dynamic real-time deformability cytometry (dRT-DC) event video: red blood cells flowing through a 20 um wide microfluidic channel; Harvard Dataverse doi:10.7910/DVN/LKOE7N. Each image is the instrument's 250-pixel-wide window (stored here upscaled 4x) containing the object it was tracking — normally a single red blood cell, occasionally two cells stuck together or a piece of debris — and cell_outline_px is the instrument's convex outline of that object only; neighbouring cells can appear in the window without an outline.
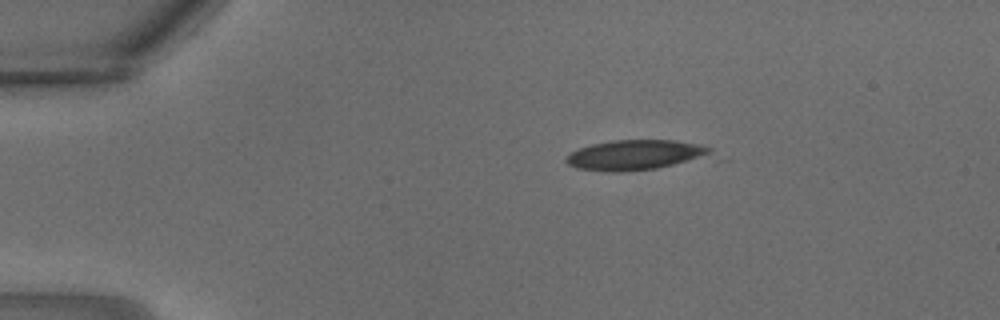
{"species": "common noctule bat (a hibernating species)", "species_latin": "Nyctalus noctula", "temperature_condition": "warm", "stored_images_in_passage": 26, "camera_frame_rate_fps": 3000, "um_per_image_px": 0.085, "animal": {"sex": "male", "body_mass_g": 18.8}, "frame": {"image": 1, "passage_image": 1, "time_ms": 0.0, "image_size_px": [1000, 320], "cell_outline_px": [[712, 148], [708, 152], [672, 164], [656, 168], [620, 172], [608, 172], [576, 168], [568, 164], [564, 160], [572, 152], [580, 148], [592, 144], [612, 140], [672, 140], [696, 144]], "centroid_in_image_um": [53.8, 13.17], "position_along_channel_um": 31.2, "area_um2": 24.28}}
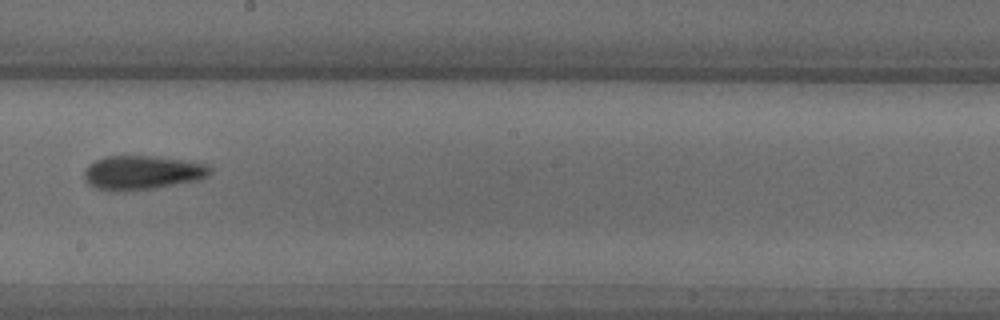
{"frame": {"image": 2, "passage_image": 13, "time_ms": 4.0, "image_size_px": [1000, 320], "cell_outline_px": [[212, 172], [208, 176], [200, 180], [156, 188], [116, 192], [96, 188], [88, 184], [84, 180], [84, 172], [88, 164], [104, 156], [148, 156], [180, 160], [204, 164], [212, 168]], "centroid_in_image_um": [12.05, 14.69], "position_along_channel_um": 236.1, "area_um2": 25.03}}
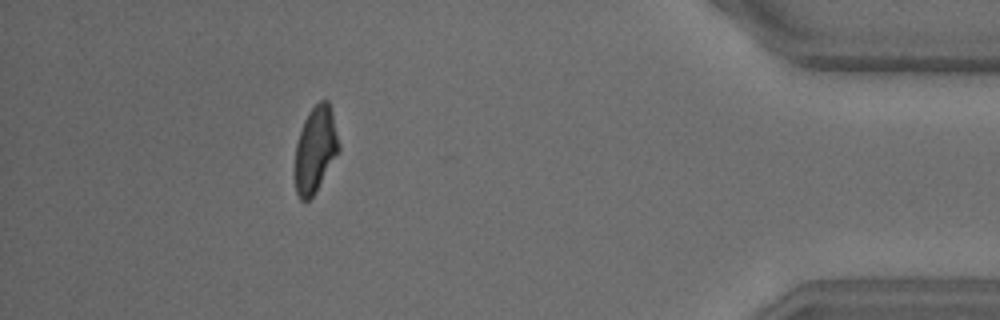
{"frame": {"image": 3, "passage_image": 23, "time_ms": 7.333, "image_size_px": [1000, 320], "cell_outline_px": [[340, 152], [316, 192], [308, 200], [300, 200], [296, 192], [296, 144], [304, 120], [308, 112], [320, 100], [328, 100], [332, 112], [340, 144]], "centroid_in_image_um": [26.84, 12.71], "position_along_channel_um": 408.4, "area_um2": 21.96}}